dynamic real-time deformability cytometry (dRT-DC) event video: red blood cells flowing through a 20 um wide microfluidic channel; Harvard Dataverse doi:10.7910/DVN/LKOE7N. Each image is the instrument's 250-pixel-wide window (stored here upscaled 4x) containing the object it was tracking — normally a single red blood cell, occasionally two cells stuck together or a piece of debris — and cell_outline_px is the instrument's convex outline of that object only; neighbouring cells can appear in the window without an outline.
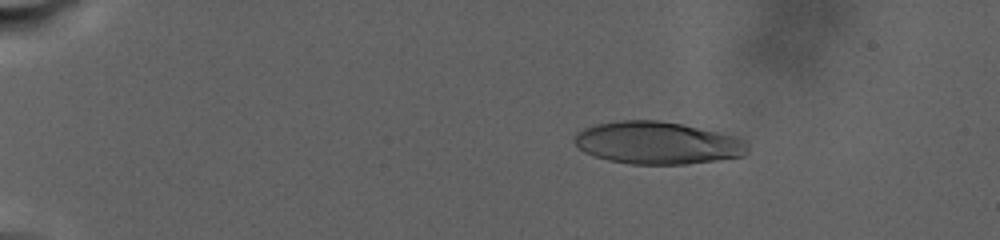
{"species": "human", "species_latin": "Homo sapiens", "temperature_condition": "warm", "stored_images_in_passage": 90, "camera_frame_rate_fps": 3000, "um_per_image_px": 0.085, "donor": {"sex": "male"}, "frame": {"image": 1, "passage_image": 16, "time_ms": 5.333, "image_size_px": [1000, 240], "cell_outline_px": [[748, 152], [740, 156], [684, 164], [632, 164], [608, 160], [584, 152], [576, 144], [576, 132], [584, 128], [596, 124], [620, 120], [656, 120], [680, 124], [736, 136], [744, 140], [748, 144]], "centroid_in_image_um": [55.87, 12.14], "position_along_channel_um": 29.1, "area_um2": 42.31}}
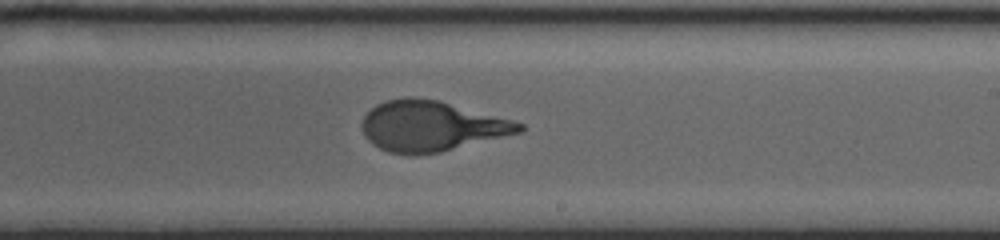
{"frame": {"image": 2, "passage_image": 57, "time_ms": 19.667, "image_size_px": [1000, 240], "cell_outline_px": [[524, 132], [440, 152], [412, 156], [388, 152], [372, 144], [364, 136], [364, 116], [376, 104], [384, 100], [408, 96], [416, 96], [440, 100], [512, 120], [524, 124]], "centroid_in_image_um": [36.68, 10.72], "position_along_channel_um": 252.3, "area_um2": 46.47}}
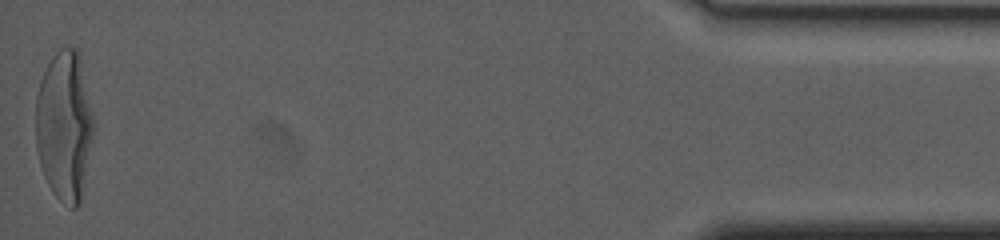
{"frame": {"image": 3, "passage_image": 90, "time_ms": 30.667, "image_size_px": [1000, 240], "cell_outline_px": [[92, 136], [80, 204], [76, 208], [72, 208], [60, 200], [52, 192], [44, 176], [40, 164], [36, 148], [36, 96], [40, 80], [52, 56], [60, 48], [76, 48], [80, 52], [92, 116]], "centroid_in_image_um": [5.45, 10.68], "position_along_channel_um": 429.8, "area_um2": 50.05}, "authors_computed_cell_mechanics": {"area_um2": 45.8932, "velocity_mm_per_s": 2.3063, "shape_relaxation_time_tau1_ms": 6.9289, "shape_relaxation_time_tau2_ms": null, "deformation_change_tau1": 0.2708, "deformation_change_tau2": null}}